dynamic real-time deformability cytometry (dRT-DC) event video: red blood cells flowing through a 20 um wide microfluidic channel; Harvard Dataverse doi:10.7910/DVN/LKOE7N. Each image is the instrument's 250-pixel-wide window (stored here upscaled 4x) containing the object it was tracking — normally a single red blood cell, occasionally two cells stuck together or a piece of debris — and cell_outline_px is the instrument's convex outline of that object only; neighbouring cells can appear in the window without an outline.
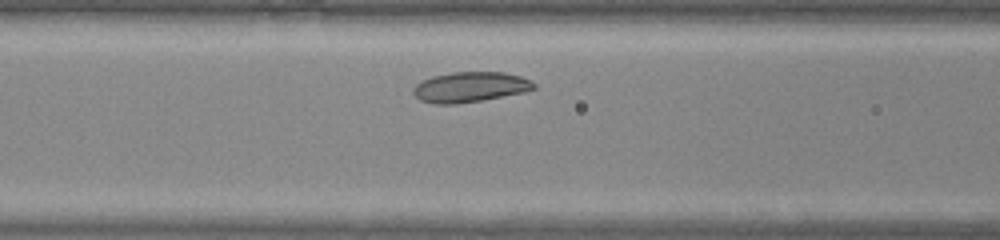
{"species": "common noctule bat (a hibernating species)", "species_latin": "Nyctalus noctula", "temperature_condition": "warm", "stored_images_in_passage": 27, "camera_frame_rate_fps": 3000, "um_per_image_px": 0.085, "animal": {"sex": "male", "body_mass_g": 20.0, "forearm_length_mm": 53.3}, "frame": {"image": 1, "passage_image": 9, "time_ms": 2.667, "image_size_px": [1000, 240], "cell_outline_px": [[536, 88], [524, 92], [480, 100], [456, 104], [432, 104], [420, 100], [412, 92], [412, 88], [416, 84], [432, 76], [452, 72], [504, 72], [520, 76], [536, 84]], "centroid_in_image_um": [39.92, 7.4], "position_along_channel_um": 126.7, "area_um2": 21.15}}
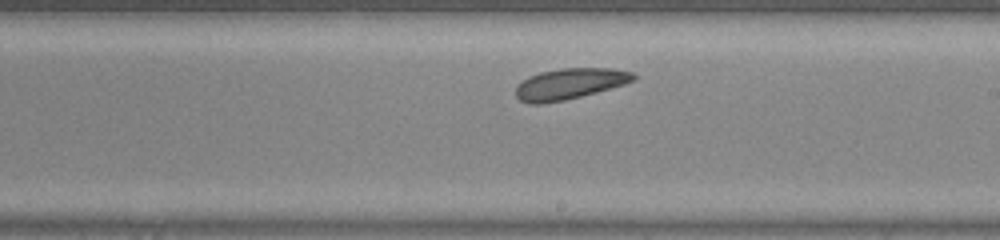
{"frame": {"image": 2, "passage_image": 17, "time_ms": 5.333, "image_size_px": [1000, 240], "cell_outline_px": [[636, 80], [624, 84], [596, 92], [564, 100], [540, 104], [528, 104], [520, 100], [516, 96], [516, 84], [528, 76], [540, 72], [560, 68], [612, 68], [632, 72], [636, 76]], "centroid_in_image_um": [48.39, 7.12], "position_along_channel_um": 240.6, "area_um2": 21.27}}
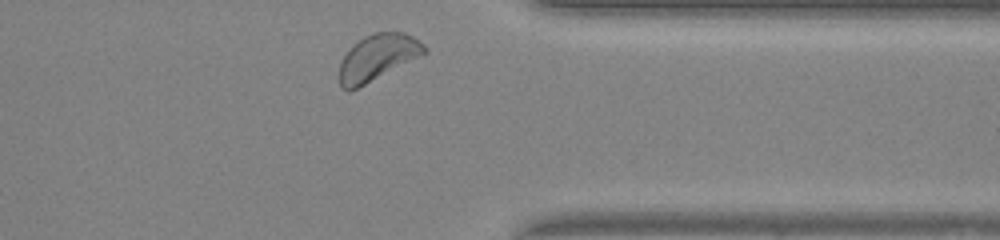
{"frame": {"image": 3, "passage_image": 27, "time_ms": 8.667, "image_size_px": [1000, 240], "cell_outline_px": [[428, 52], [348, 92], [340, 88], [340, 64], [344, 56], [352, 44], [364, 36], [372, 32], [404, 32], [412, 36], [424, 44], [428, 48]], "centroid_in_image_um": [32.09, 4.86], "position_along_channel_um": 379.3, "area_um2": 22.6}}